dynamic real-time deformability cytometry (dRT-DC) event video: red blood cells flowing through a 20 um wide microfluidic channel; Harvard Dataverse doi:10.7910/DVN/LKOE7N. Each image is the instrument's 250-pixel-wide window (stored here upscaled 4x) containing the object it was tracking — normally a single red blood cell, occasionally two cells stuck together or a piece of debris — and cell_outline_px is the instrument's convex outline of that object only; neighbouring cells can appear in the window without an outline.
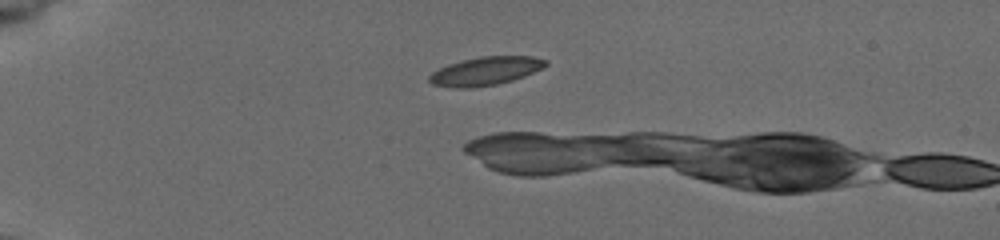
{"species": "common noctule bat (a hibernating species)", "species_latin": "Nyctalus noctula", "temperature_condition": "cold", "stored_images_in_passage": 17, "camera_frame_rate_fps": 3000, "um_per_image_px": 0.085, "animal": {"sex": "female", "body_mass_g": 19.5, "forearm_length_mm": 54.1}, "frame": {"image": 1, "passage_image": 12, "time_ms": 3.667, "image_size_px": [1000, 240], "cell_outline_px": [[548, 64], [532, 72], [512, 80], [496, 84], [468, 88], [460, 88], [432, 84], [428, 80], [428, 76], [432, 72], [448, 64], [480, 56], [532, 56], [548, 60]], "centroid_in_image_um": [41.25, 6.03], "position_along_channel_um": 43.8, "area_um2": 18.96}}